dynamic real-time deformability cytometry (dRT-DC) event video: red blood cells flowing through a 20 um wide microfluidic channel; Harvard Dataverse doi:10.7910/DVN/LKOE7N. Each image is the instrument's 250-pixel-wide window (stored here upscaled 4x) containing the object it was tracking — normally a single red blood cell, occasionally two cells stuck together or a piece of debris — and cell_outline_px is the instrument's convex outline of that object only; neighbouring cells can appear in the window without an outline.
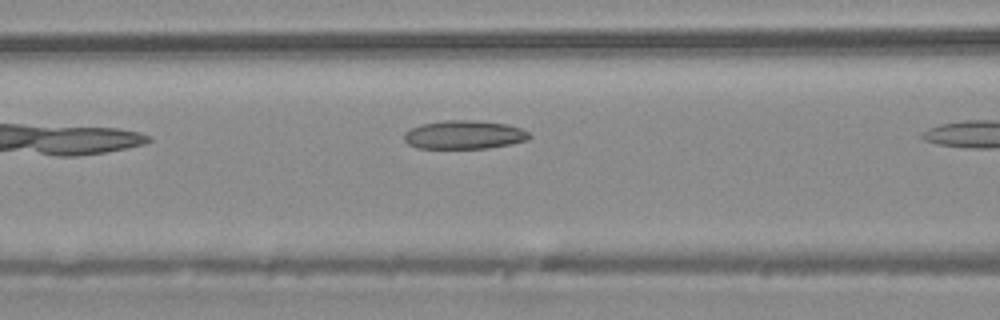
{"species": "common noctule bat (a hibernating species)", "species_latin": "Nyctalus noctula", "temperature_condition": "warm", "stored_images_in_passage": 7, "camera_frame_rate_fps": 3000, "um_per_image_px": 0.085, "animal": {"sex": "male", "body_mass_g": 20.4}, "frame": {"image": 1, "passage_image": 6, "time_ms": 1.667, "image_size_px": [1000, 320], "cell_outline_px": [[532, 136], [528, 140], [488, 148], [416, 148], [408, 144], [404, 140], [404, 132], [420, 124], [444, 120], [472, 120], [508, 124], [520, 128], [528, 132]], "centroid_in_image_um": [39.44, 11.45], "position_along_channel_um": 127.2, "area_um2": 20.87}}